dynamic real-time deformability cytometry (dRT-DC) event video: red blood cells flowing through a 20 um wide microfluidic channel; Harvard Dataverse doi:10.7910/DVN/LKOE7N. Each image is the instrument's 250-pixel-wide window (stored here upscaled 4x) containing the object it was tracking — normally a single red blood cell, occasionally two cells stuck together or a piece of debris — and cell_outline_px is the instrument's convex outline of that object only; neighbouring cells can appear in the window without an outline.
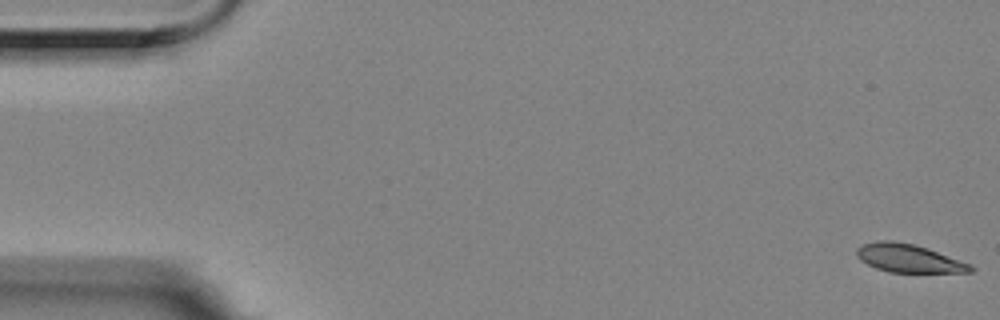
{"species": "Egyptian fruit bat (a non-hibernating species)", "species_latin": "Rousettus aegyptiacus", "temperature_condition": "room temperature", "stored_images_in_passage": 9, "camera_frame_rate_fps": 3000, "um_per_image_px": 0.085, "animal": {"sex": "female"}, "frame": {"image": 1, "passage_image": 1, "time_ms": 0.0, "image_size_px": [1000, 320], "cell_outline_px": [[976, 268], [972, 272], [888, 272], [876, 268], [860, 260], [856, 256], [856, 248], [864, 244], [880, 240], [888, 240], [912, 244], [928, 248], [972, 264]], "centroid_in_image_um": [77.26, 21.96], "position_along_channel_um": 7.7, "area_um2": 18.73}}
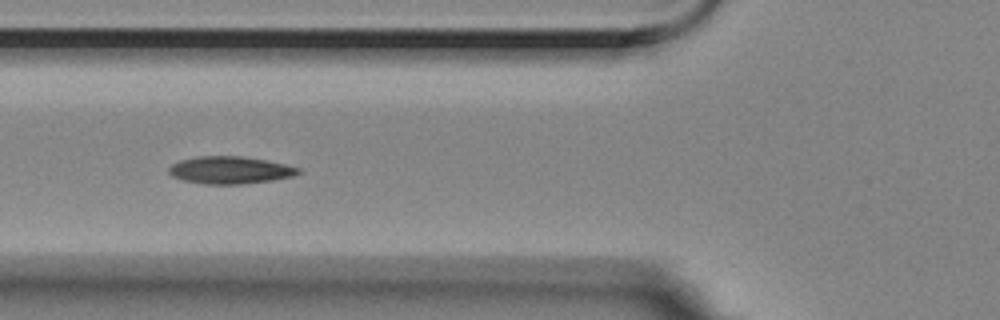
{"frame": {"image": 2, "passage_image": 7, "time_ms": 2.0, "image_size_px": [1000, 320], "cell_outline_px": [[300, 172], [292, 176], [272, 180], [244, 184], [204, 184], [184, 180], [172, 176], [168, 172], [168, 168], [172, 164], [180, 160], [196, 156], [240, 156], [268, 160], [300, 168]], "centroid_in_image_um": [19.53, 14.45], "position_along_channel_um": 106.3, "area_um2": 20.63}}
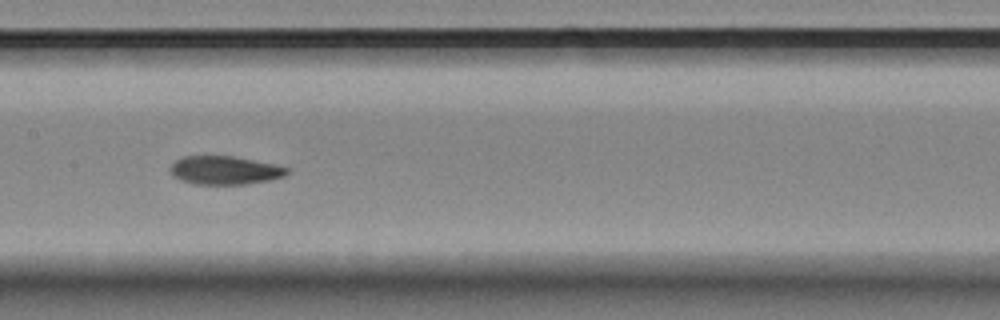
{"frame": {"image": 3, "passage_image": 9, "time_ms": 2.667, "image_size_px": [1000, 320], "cell_outline_px": [[288, 172], [284, 176], [272, 180], [248, 184], [196, 184], [180, 180], [172, 176], [172, 164], [180, 156], [232, 156], [272, 164], [288, 168]], "centroid_in_image_um": [19.09, 14.48], "position_along_channel_um": 188.3, "area_um2": 19.19}}